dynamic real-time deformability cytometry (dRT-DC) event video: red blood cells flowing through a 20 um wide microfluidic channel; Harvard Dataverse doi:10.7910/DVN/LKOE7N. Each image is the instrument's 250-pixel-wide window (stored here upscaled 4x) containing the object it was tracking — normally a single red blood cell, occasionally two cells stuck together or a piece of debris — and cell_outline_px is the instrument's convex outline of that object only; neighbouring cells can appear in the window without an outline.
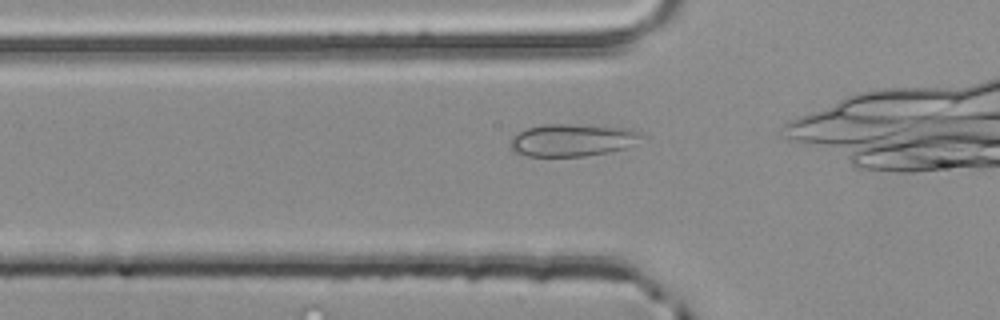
{"species": "common noctule bat (a hibernating species)", "species_latin": "Nyctalus noctula", "temperature_condition": "room temperature", "stored_images_in_passage": 27, "camera_frame_rate_fps": 3000, "um_per_image_px": 0.085, "animal": {"sex": "male", "body_mass_g": 20.4}, "frame": {"image": 1, "passage_image": 12, "time_ms": 3.667, "image_size_px": [1000, 320], "cell_outline_px": [[640, 136], [624, 148], [608, 152], [584, 156], [528, 156], [516, 152], [508, 148], [508, 140], [512, 136], [528, 128], [544, 124], [568, 124], [628, 128], [640, 132]], "centroid_in_image_um": [48.52, 11.91], "position_along_channel_um": 77.3, "area_um2": 24.39}}
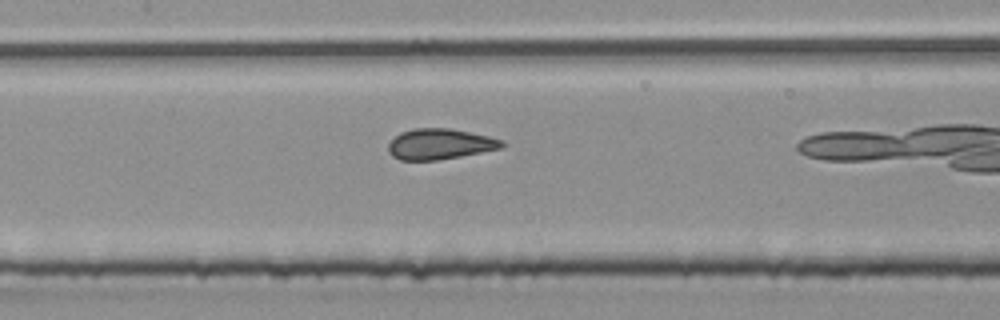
{"frame": {"image": 2, "passage_image": 19, "time_ms": 6.0, "image_size_px": [1000, 320], "cell_outline_px": [[508, 144], [504, 148], [460, 156], [436, 160], [400, 160], [392, 156], [388, 152], [388, 144], [400, 132], [412, 128], [448, 128], [488, 136], [504, 140]], "centroid_in_image_um": [37.42, 12.24], "position_along_channel_um": 170.0, "area_um2": 20.4}}
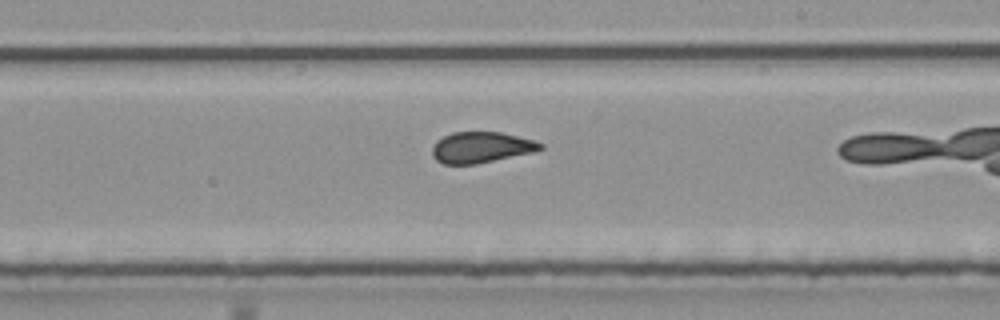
{"frame": {"image": 3, "passage_image": 25, "time_ms": 8.0, "image_size_px": [1000, 320], "cell_outline_px": [[544, 148], [532, 152], [476, 164], [444, 164], [436, 160], [432, 156], [432, 148], [436, 140], [452, 132], [500, 132], [532, 140], [544, 144]], "centroid_in_image_um": [40.86, 12.52], "position_along_channel_um": 248.1, "area_um2": 19.36}}